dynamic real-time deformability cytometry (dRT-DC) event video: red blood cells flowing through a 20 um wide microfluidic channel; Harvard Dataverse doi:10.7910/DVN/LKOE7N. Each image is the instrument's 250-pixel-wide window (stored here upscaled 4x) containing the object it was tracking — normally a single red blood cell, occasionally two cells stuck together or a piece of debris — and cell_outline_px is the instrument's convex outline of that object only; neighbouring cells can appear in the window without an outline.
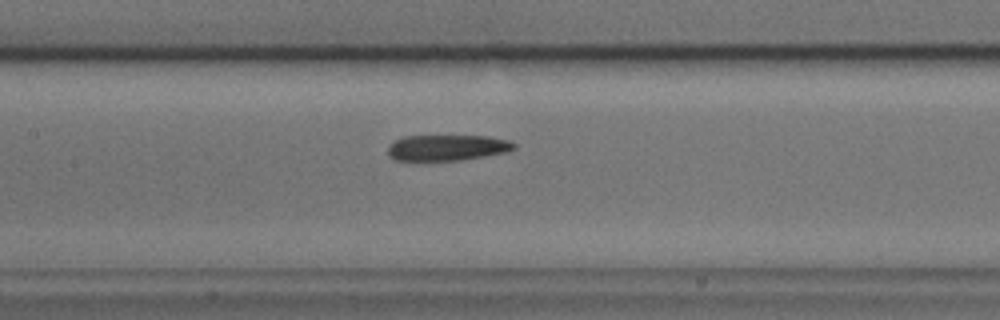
{"species": "common noctule bat (a hibernating species)", "species_latin": "Nyctalus noctula", "temperature_condition": "cold", "stored_images_in_passage": 37, "camera_frame_rate_fps": 3000, "um_per_image_px": 0.085, "animal": {"sex": "male", "body_mass_g": 17.9, "forearm_length_mm": 54.2}, "frame": {"image": 1, "passage_image": 13, "time_ms": 4.0, "image_size_px": [1000, 320], "cell_outline_px": [[516, 148], [508, 152], [460, 160], [396, 160], [388, 156], [388, 144], [404, 136], [488, 136], [508, 140], [516, 144]], "centroid_in_image_um": [38.01, 12.55], "position_along_channel_um": 169.4, "area_um2": 19.02}}
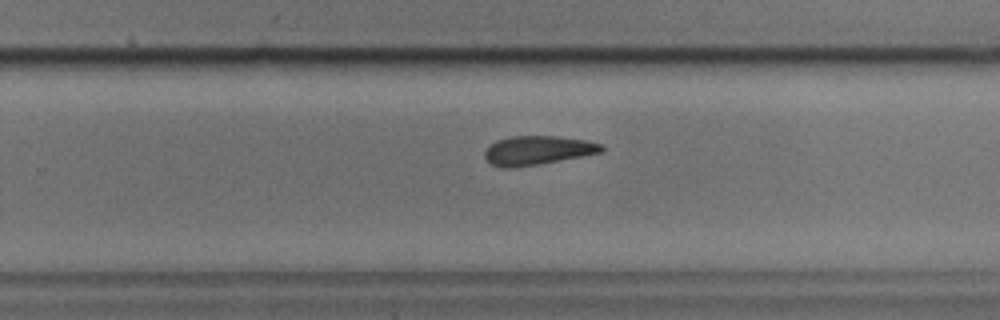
{"frame": {"image": 2, "passage_image": 22, "time_ms": 7.0, "image_size_px": [1000, 320], "cell_outline_px": [[604, 152], [536, 164], [512, 168], [500, 168], [492, 164], [484, 156], [484, 152], [496, 140], [512, 136], [556, 136], [588, 140], [604, 144]], "centroid_in_image_um": [45.73, 12.77], "position_along_channel_um": 284.1, "area_um2": 19.65}}
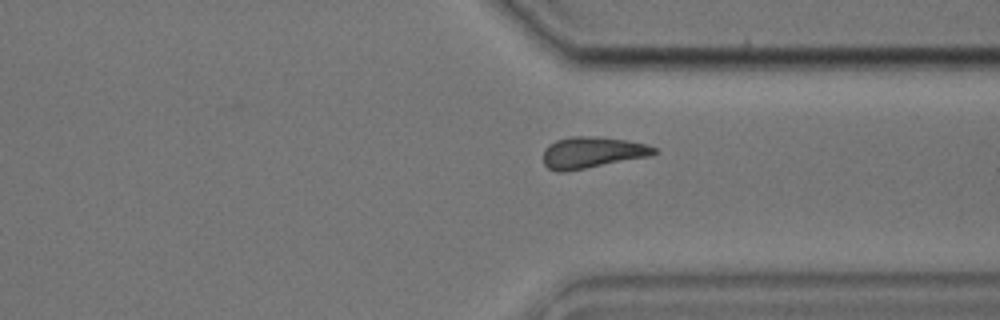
{"frame": {"image": 3, "passage_image": 28, "time_ms": 9.0, "image_size_px": [1000, 320], "cell_outline_px": [[656, 152], [652, 156], [564, 172], [556, 172], [548, 168], [544, 164], [544, 148], [548, 144], [556, 140], [572, 136], [596, 136], [624, 140], [648, 144], [656, 148]], "centroid_in_image_um": [50.32, 12.96], "position_along_channel_um": 361.1, "area_um2": 20.35}}